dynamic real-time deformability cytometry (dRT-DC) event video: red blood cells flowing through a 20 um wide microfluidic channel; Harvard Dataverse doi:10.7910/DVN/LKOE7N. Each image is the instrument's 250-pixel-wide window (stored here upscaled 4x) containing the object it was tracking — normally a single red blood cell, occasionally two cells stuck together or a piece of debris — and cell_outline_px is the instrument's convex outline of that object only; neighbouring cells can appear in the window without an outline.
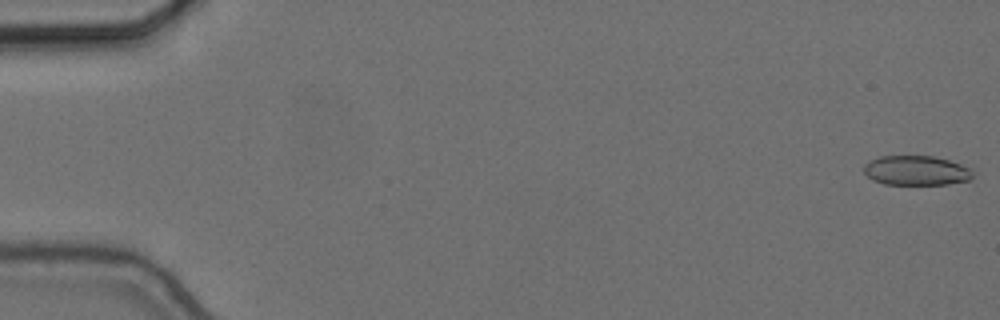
{"species": "common noctule bat (a hibernating species)", "species_latin": "Nyctalus noctula", "temperature_condition": "cold", "stored_images_in_passage": 13, "camera_frame_rate_fps": 3000, "um_per_image_px": 0.085, "animal": {"sex": "female", "body_mass_g": 24.6, "forearm_length_mm": 56.2}, "frame": {"image": 1, "passage_image": 1, "time_ms": 0.0, "image_size_px": [1000, 320], "cell_outline_px": [[972, 176], [968, 180], [948, 184], [884, 184], [872, 180], [864, 172], [864, 164], [868, 160], [880, 156], [932, 156], [948, 160], [960, 164], [968, 168], [972, 172]], "centroid_in_image_um": [77.82, 14.49], "position_along_channel_um": 7.2, "area_um2": 18.67}}